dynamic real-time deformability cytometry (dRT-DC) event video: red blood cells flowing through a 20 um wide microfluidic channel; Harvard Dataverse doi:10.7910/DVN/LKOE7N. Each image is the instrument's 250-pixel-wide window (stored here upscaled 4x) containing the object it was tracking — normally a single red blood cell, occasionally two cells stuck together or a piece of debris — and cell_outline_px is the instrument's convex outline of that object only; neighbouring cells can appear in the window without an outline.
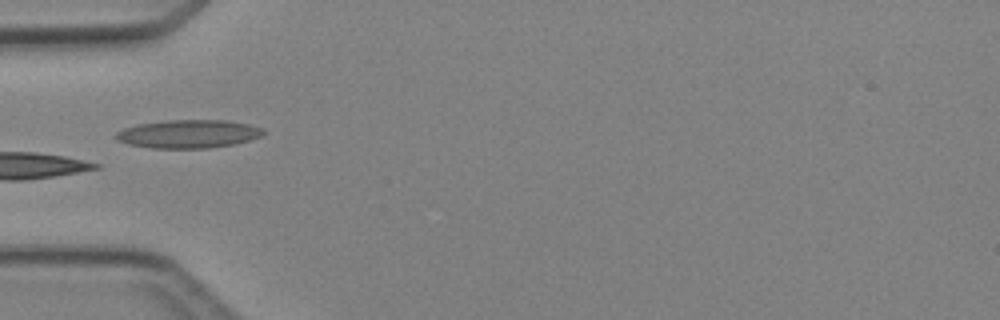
{"species": "Egyptian fruit bat (a non-hibernating species)", "species_latin": "Rousettus aegyptiacus", "temperature_condition": "cold", "stored_images_in_passage": 5, "camera_frame_rate_fps": 3000, "um_per_image_px": 0.085, "animal": {"sex": "female"}, "frame": {"image": 1, "passage_image": 5, "time_ms": 5.333, "image_size_px": [1000, 320], "cell_outline_px": [[264, 132], [260, 136], [248, 140], [232, 144], [208, 148], [152, 148], [128, 144], [116, 140], [116, 132], [124, 128], [140, 124], [168, 120], [228, 120], [248, 124], [264, 128]], "centroid_in_image_um": [16.01, 11.38], "position_along_channel_um": 69.0, "area_um2": 24.1}}